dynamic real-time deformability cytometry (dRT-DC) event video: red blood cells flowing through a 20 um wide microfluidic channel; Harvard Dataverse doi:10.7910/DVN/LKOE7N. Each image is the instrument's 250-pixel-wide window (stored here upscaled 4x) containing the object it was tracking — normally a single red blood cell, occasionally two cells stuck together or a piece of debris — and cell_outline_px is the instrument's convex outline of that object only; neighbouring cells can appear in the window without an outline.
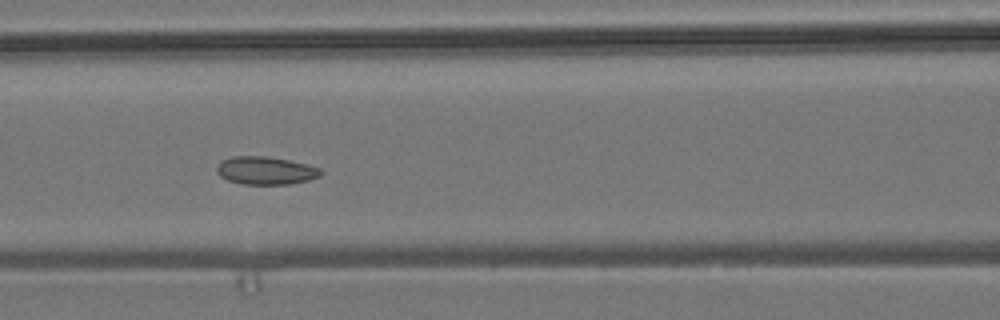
{"species": "common noctule bat (a hibernating species)", "species_latin": "Nyctalus noctula", "temperature_condition": "room temperature", "stored_images_in_passage": 9, "camera_frame_rate_fps": 3000, "um_per_image_px": 0.085, "animal": {"sex": "male", "body_mass_g": 19.2, "forearm_length_mm": 51.8}, "frame": {"image": 1, "passage_image": 6, "time_ms": 1.667, "image_size_px": [1000, 320], "cell_outline_px": [[324, 172], [320, 176], [308, 180], [292, 184], [240, 184], [228, 180], [220, 176], [216, 172], [216, 164], [220, 160], [232, 156], [268, 156], [288, 160], [320, 168]], "centroid_in_image_um": [22.54, 14.49], "position_along_channel_um": 144.1, "area_um2": 17.11}}
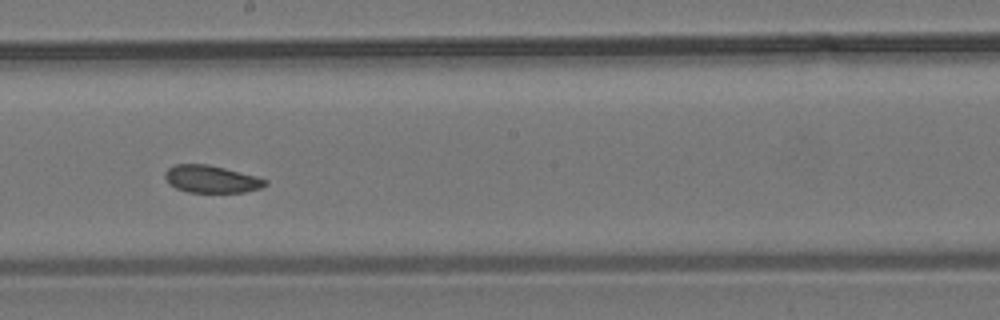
{"frame": {"image": 2, "passage_image": 8, "time_ms": 2.333, "image_size_px": [1000, 320], "cell_outline_px": [[268, 184], [260, 188], [244, 192], [188, 192], [176, 188], [168, 184], [164, 176], [164, 172], [168, 168], [176, 164], [208, 164], [256, 176], [268, 180]], "centroid_in_image_um": [17.94, 15.22], "position_along_channel_um": 230.3, "area_um2": 16.01}}
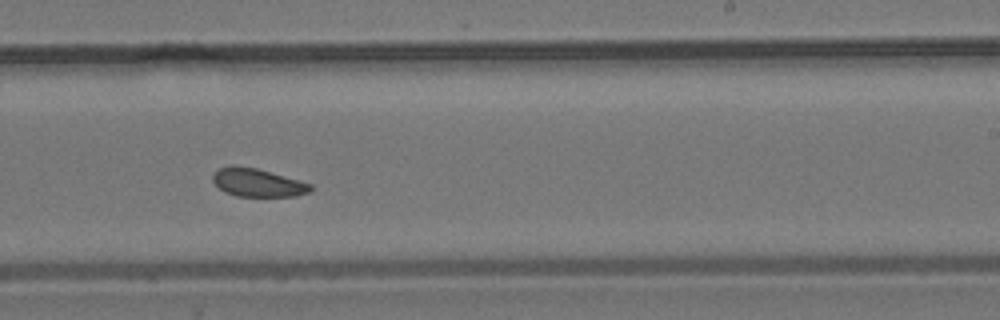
{"frame": {"image": 3, "passage_image": 9, "time_ms": 2.667, "image_size_px": [1000, 320], "cell_outline_px": [[312, 192], [296, 196], [236, 196], [224, 192], [212, 180], [212, 176], [220, 168], [256, 168], [312, 184]], "centroid_in_image_um": [21.96, 15.57], "position_along_channel_um": 267.0, "area_um2": 15.49}}